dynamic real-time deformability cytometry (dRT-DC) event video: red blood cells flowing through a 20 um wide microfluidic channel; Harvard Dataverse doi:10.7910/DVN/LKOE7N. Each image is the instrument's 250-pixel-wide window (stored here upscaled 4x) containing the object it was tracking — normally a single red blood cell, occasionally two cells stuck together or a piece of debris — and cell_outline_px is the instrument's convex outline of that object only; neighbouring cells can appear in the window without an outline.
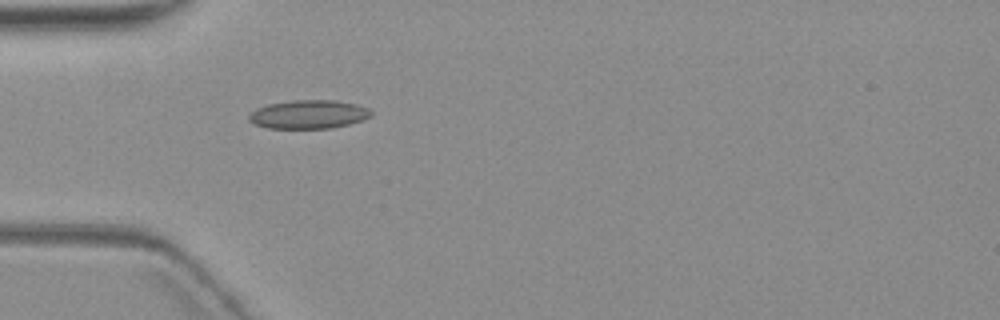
{"species": "common noctule bat (a hibernating species)", "species_latin": "Nyctalus noctula", "temperature_condition": "warm", "stored_images_in_passage": 1, "camera_frame_rate_fps": 3000, "um_per_image_px": 0.085, "animal": {"sex": "female", "body_mass_g": 19.3, "forearm_length_mm": 54.1}, "frame": {"image": 1, "passage_image": 1, "time_ms": 0.0, "image_size_px": [1000, 320], "cell_outline_px": [[372, 116], [364, 120], [332, 128], [268, 128], [256, 124], [248, 120], [248, 116], [256, 108], [268, 104], [292, 100], [336, 100], [356, 104], [368, 108], [372, 112]], "centroid_in_image_um": [26.25, 9.71], "position_along_channel_um": 58.7, "area_um2": 20.4}}